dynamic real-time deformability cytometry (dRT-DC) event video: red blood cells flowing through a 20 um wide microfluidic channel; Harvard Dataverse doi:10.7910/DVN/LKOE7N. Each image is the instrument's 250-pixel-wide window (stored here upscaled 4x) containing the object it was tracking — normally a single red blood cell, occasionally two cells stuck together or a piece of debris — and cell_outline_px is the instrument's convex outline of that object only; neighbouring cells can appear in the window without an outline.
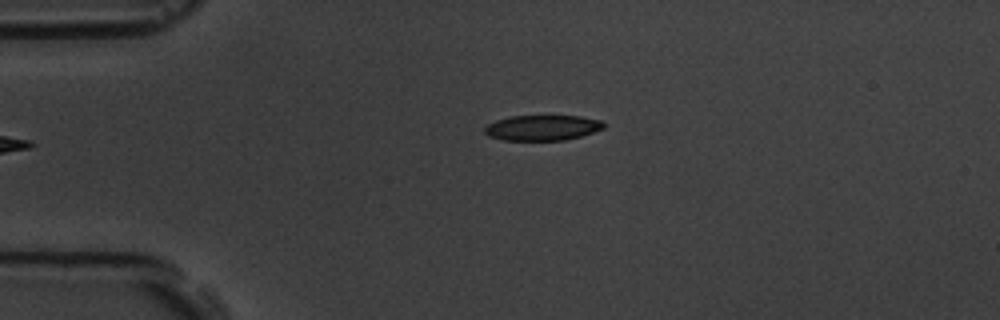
{"species": "common noctule bat (a hibernating species)", "species_latin": "Nyctalus noctula", "temperature_condition": "room temperature", "stored_images_in_passage": 2, "camera_frame_rate_fps": 3000, "um_per_image_px": 0.085, "animal": {"sex": "male", "body_mass_g": 19.5, "forearm_length_mm": 54.6}, "frame": {"image": 1, "passage_image": 2, "time_ms": 1.333, "image_size_px": [1000, 320], "cell_outline_px": [[604, 128], [580, 136], [564, 140], [504, 140], [488, 136], [484, 132], [484, 128], [488, 124], [496, 120], [508, 116], [580, 116], [604, 120]], "centroid_in_image_um": [46.1, 10.85], "position_along_channel_um": 38.9, "area_um2": 17.63}}